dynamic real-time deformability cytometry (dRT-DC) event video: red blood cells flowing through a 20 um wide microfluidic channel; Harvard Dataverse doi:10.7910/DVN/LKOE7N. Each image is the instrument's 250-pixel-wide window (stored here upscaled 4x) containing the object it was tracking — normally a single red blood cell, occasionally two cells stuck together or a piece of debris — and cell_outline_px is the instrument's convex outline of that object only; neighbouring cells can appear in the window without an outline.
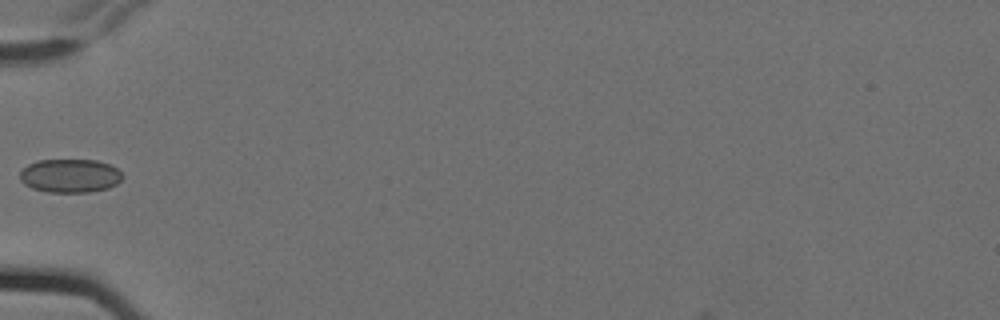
{"species": "Egyptian fruit bat (a non-hibernating species)", "species_latin": "Rousettus aegyptiacus", "temperature_condition": "cold", "stored_images_in_passage": 6, "camera_frame_rate_fps": 3000, "um_per_image_px": 0.085, "animal": {"sex": "female"}, "frame": {"image": 1, "passage_image": 5, "time_ms": 1.333, "image_size_px": [1000, 320], "cell_outline_px": [[124, 176], [116, 184], [108, 188], [88, 192], [48, 192], [32, 188], [24, 184], [20, 180], [20, 172], [28, 164], [36, 160], [96, 160], [108, 164], [116, 168]], "centroid_in_image_um": [5.93, 14.94], "position_along_channel_um": 79.1, "area_um2": 20.06}}
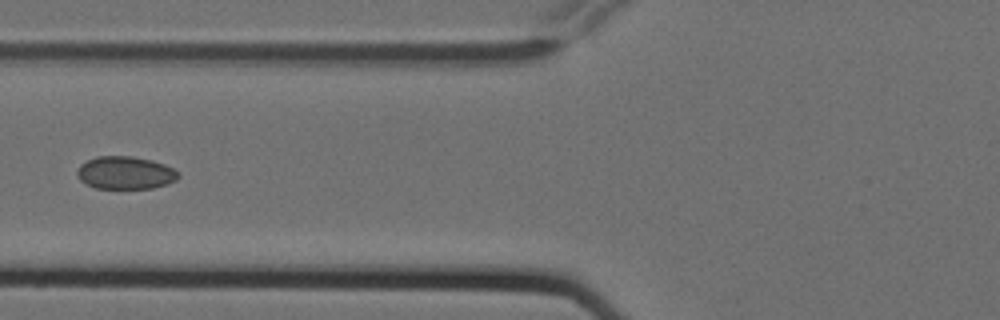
{"frame": {"image": 2, "passage_image": 6, "time_ms": 1.667, "image_size_px": [1000, 320], "cell_outline_px": [[180, 176], [176, 180], [168, 184], [152, 188], [96, 188], [80, 180], [76, 176], [76, 172], [80, 164], [96, 156], [132, 156], [152, 160], [164, 164], [180, 172]], "centroid_in_image_um": [10.66, 14.68], "position_along_channel_um": 115.1, "area_um2": 19.42}}